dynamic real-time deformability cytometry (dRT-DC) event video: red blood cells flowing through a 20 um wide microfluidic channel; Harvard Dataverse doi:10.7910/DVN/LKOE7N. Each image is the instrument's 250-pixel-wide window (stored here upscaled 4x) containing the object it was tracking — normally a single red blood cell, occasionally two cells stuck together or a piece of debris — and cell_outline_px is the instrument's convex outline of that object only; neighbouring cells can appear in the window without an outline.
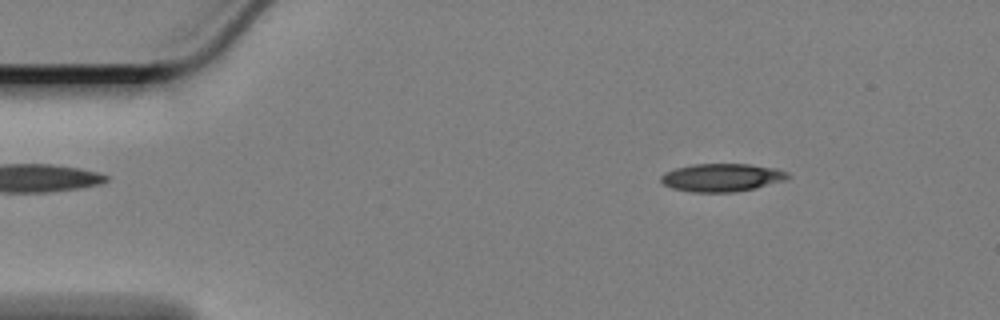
{"species": "Egyptian fruit bat (a non-hibernating species)", "species_latin": "Rousettus aegyptiacus", "temperature_condition": "cold", "stored_images_in_passage": 58, "camera_frame_rate_fps": 3000, "um_per_image_px": 0.085, "animal": {"sex": "female"}, "frame": {"image": 1, "passage_image": 7, "time_ms": 2.0, "image_size_px": [1000, 320], "cell_outline_px": [[788, 180], [756, 188], [736, 192], [692, 192], [672, 188], [664, 184], [660, 180], [660, 176], [664, 172], [676, 168], [696, 164], [748, 164], [776, 168], [788, 172]], "centroid_in_image_um": [61.38, 15.09], "position_along_channel_um": 23.6, "area_um2": 20.81}}
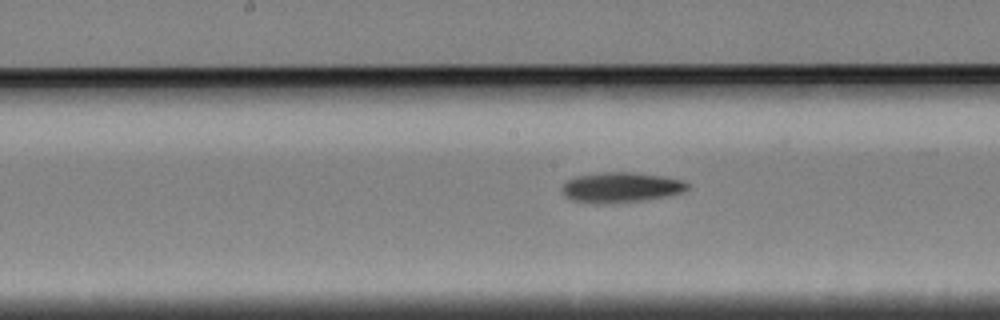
{"frame": {"image": 2, "passage_image": 28, "time_ms": 9.0, "image_size_px": [1000, 320], "cell_outline_px": [[688, 188], [680, 192], [664, 196], [644, 200], [608, 204], [592, 204], [572, 200], [564, 192], [564, 184], [568, 180], [576, 176], [608, 172], [628, 172], [660, 176], [680, 180], [688, 184]], "centroid_in_image_um": [52.75, 15.94], "position_along_channel_um": 195.5, "area_um2": 21.56}}
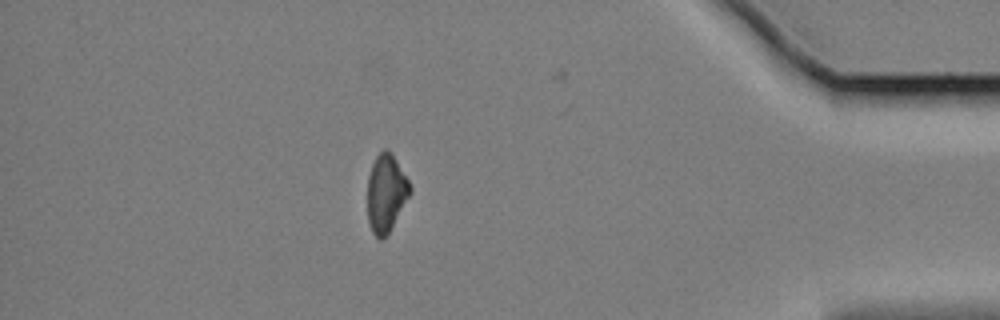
{"frame": {"image": 3, "passage_image": 50, "time_ms": 16.333, "image_size_px": [1000, 320], "cell_outline_px": [[412, 192], [388, 232], [380, 240], [372, 232], [368, 220], [368, 176], [372, 164], [376, 156], [384, 148], [396, 160], [408, 180], [412, 188]], "centroid_in_image_um": [32.81, 16.41], "position_along_channel_um": 402.4, "area_um2": 18.84}, "authors_computed_cell_mechanics": {"area_um2": 20.7213, "velocity_mm_per_s": 3.3856, "shape_relaxation_time_tau1_ms": 4.9433, "shape_relaxation_time_tau2_ms": null, "deformation_change_tau1": 0.1338, "deformation_change_tau2": null}}